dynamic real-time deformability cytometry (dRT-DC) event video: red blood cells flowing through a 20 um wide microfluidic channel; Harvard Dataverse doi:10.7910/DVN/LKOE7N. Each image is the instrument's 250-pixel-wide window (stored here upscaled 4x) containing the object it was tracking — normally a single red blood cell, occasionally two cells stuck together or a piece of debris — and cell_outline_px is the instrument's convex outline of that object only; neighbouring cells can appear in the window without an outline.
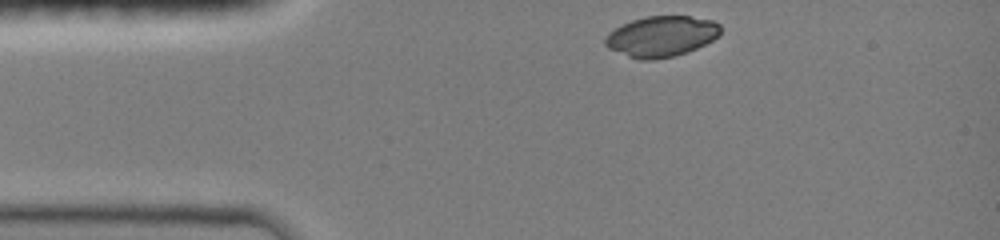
{"species": "common noctule bat (a hibernating species)", "species_latin": "Nyctalus noctula", "temperature_condition": "room temperature", "stored_images_in_passage": 31, "camera_frame_rate_fps": 3000, "um_per_image_px": 0.085, "animal": {"sex": "female", "body_mass_g": 19.0, "forearm_length_mm": 51.5}, "frame": {"image": 1, "passage_image": 1, "time_ms": 0.0, "image_size_px": [1000, 240], "cell_outline_px": [[720, 36], [696, 48], [672, 56], [652, 60], [640, 60], [628, 56], [608, 48], [604, 44], [604, 36], [608, 32], [632, 20], [648, 16], [688, 16], [712, 20], [720, 24]], "centroid_in_image_um": [56.2, 3.08], "position_along_channel_um": 28.8, "area_um2": 27.17}}
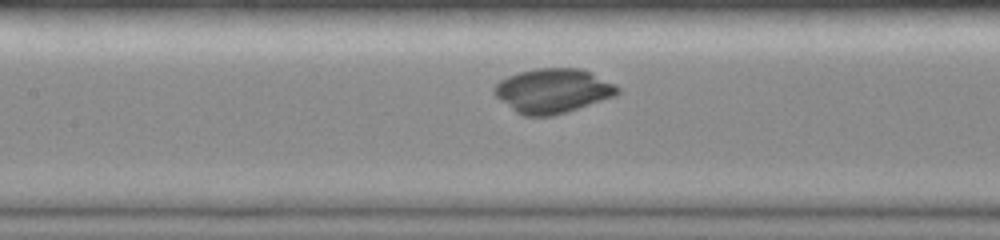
{"frame": {"image": 2, "passage_image": 13, "time_ms": 4.0, "image_size_px": [1000, 240], "cell_outline_px": [[620, 92], [616, 96], [552, 116], [524, 116], [516, 112], [500, 100], [492, 92], [492, 88], [500, 80], [508, 76], [520, 72], [536, 68], [580, 68], [616, 84], [620, 88]], "centroid_in_image_um": [46.98, 7.71], "position_along_channel_um": 160.4, "area_um2": 31.85}}
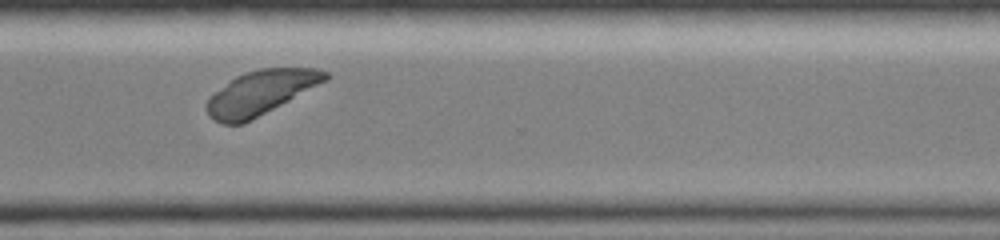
{"frame": {"image": 3, "passage_image": 26, "time_ms": 8.333, "image_size_px": [1000, 240], "cell_outline_px": [[332, 76], [328, 80], [244, 124], [220, 124], [208, 116], [204, 108], [204, 104], [208, 96], [236, 76], [244, 72], [260, 68], [316, 68], [328, 72]], "centroid_in_image_um": [22.12, 7.88], "position_along_channel_um": 348.5, "area_um2": 30.92}}